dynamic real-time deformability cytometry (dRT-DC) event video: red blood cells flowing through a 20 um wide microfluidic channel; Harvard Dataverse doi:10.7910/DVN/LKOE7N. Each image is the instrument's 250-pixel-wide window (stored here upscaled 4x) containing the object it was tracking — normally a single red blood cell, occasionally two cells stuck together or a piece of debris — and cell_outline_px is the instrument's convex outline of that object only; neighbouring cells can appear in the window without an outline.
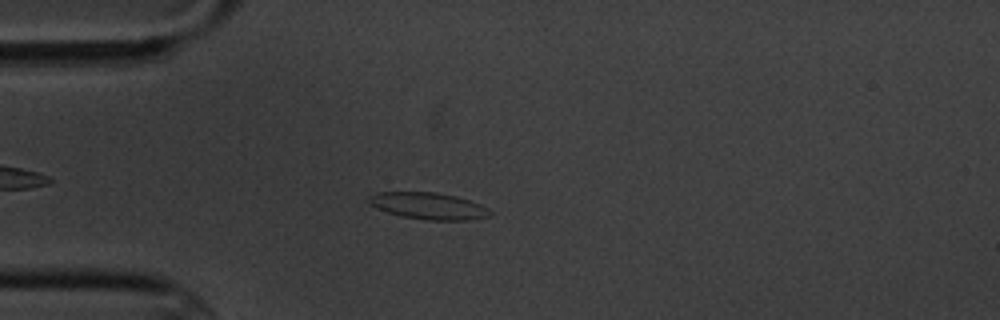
{"species": "common noctule bat (a hibernating species)", "species_latin": "Nyctalus noctula", "temperature_condition": "cold", "stored_images_in_passage": 5, "camera_frame_rate_fps": 3000, "um_per_image_px": 0.085, "animal": {"sex": "male", "body_mass_g": 20.1, "forearm_length_mm": 53.5}, "frame": {"image": 1, "passage_image": 2, "time_ms": 1.333, "image_size_px": [1000, 320], "cell_outline_px": [[492, 212], [488, 216], [472, 220], [424, 220], [400, 216], [376, 208], [368, 204], [368, 196], [376, 192], [436, 192], [456, 196], [480, 204], [488, 208]], "centroid_in_image_um": [36.39, 17.5], "position_along_channel_um": 48.6, "area_um2": 19.02}}
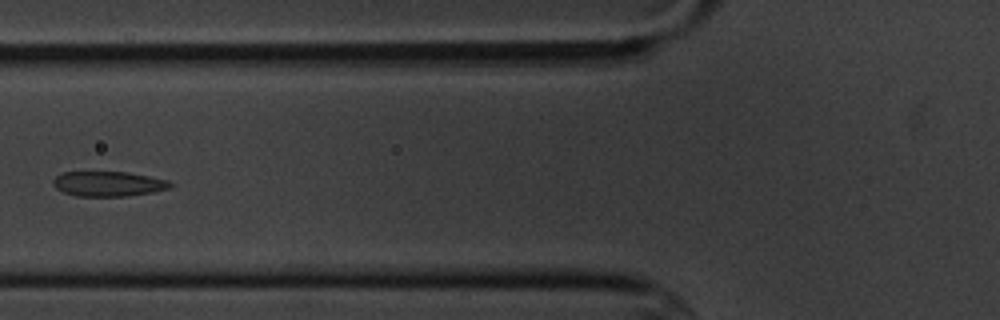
{"frame": {"image": 2, "passage_image": 4, "time_ms": 3.667, "image_size_px": [1000, 320], "cell_outline_px": [[172, 184], [168, 188], [152, 192], [128, 196], [76, 196], [64, 192], [56, 188], [52, 184], [52, 180], [56, 176], [64, 172], [128, 172], [168, 180]], "centroid_in_image_um": [9.17, 15.62], "position_along_channel_um": 116.6, "area_um2": 16.94}}
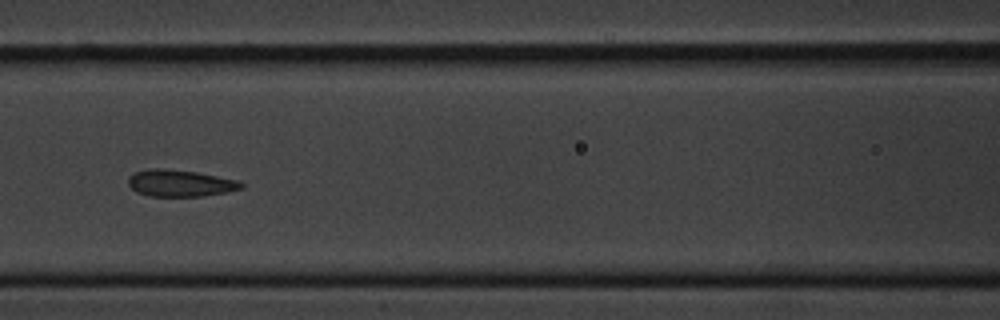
{"frame": {"image": 3, "passage_image": 5, "time_ms": 4.667, "image_size_px": [1000, 320], "cell_outline_px": [[244, 188], [228, 192], [204, 196], [148, 196], [136, 192], [128, 184], [128, 176], [136, 172], [152, 168], [160, 168], [196, 172], [240, 180], [244, 184]], "centroid_in_image_um": [15.35, 15.58], "position_along_channel_um": 151.3, "area_um2": 17.74}}